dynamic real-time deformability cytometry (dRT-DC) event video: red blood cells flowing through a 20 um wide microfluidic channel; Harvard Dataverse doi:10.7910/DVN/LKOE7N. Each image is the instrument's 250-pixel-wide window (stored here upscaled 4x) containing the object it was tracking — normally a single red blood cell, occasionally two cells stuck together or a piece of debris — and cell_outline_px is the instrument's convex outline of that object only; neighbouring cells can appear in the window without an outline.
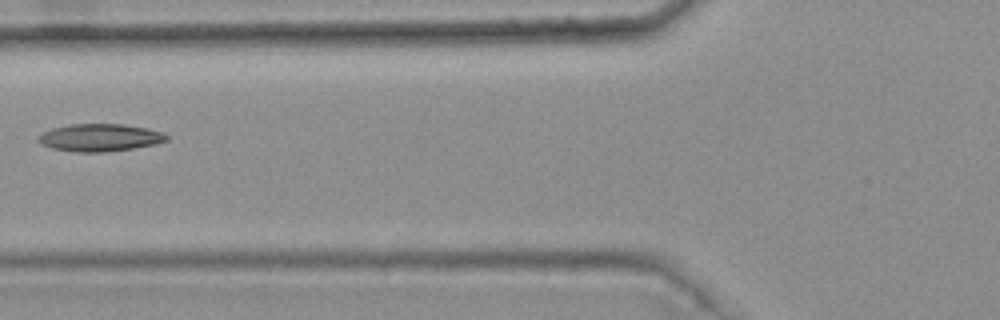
{"species": "common noctule bat (a hibernating species)", "species_latin": "Nyctalus noctula", "temperature_condition": "warm", "stored_images_in_passage": 6, "camera_frame_rate_fps": 3000, "um_per_image_px": 0.085, "animal": {"sex": "female", "body_mass_g": 25.1}, "frame": {"image": 1, "passage_image": 5, "time_ms": 1.333, "image_size_px": [1000, 320], "cell_outline_px": [[168, 140], [156, 144], [132, 148], [104, 152], [76, 152], [52, 148], [40, 144], [36, 140], [36, 136], [52, 128], [68, 124], [124, 124], [148, 128], [164, 132], [168, 136]], "centroid_in_image_um": [8.47, 11.69], "position_along_channel_um": 117.3, "area_um2": 20.75}}
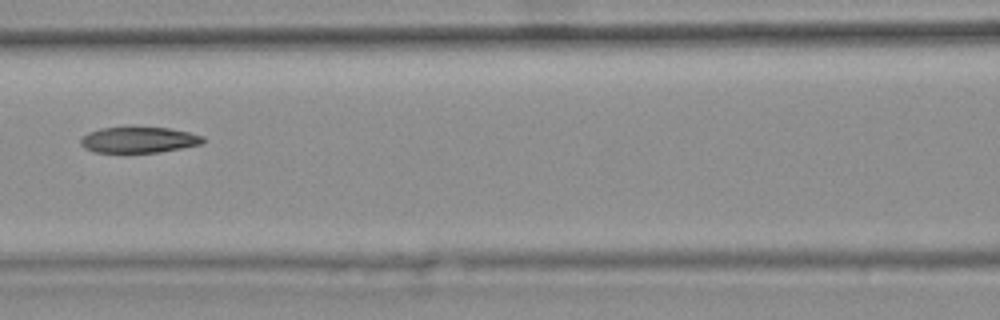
{"frame": {"image": 2, "passage_image": 6, "time_ms": 1.667, "image_size_px": [1000, 320], "cell_outline_px": [[204, 140], [200, 144], [160, 152], [128, 156], [96, 152], [84, 148], [80, 144], [80, 140], [88, 132], [100, 128], [168, 128], [188, 132], [204, 136]], "centroid_in_image_um": [11.73, 11.95], "position_along_channel_um": 154.9, "area_um2": 19.02}}